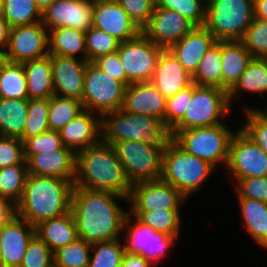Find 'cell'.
I'll return each mask as SVG.
<instances>
[{"label":"cell","instance_id":"cell-19","mask_svg":"<svg viewBox=\"0 0 267 267\" xmlns=\"http://www.w3.org/2000/svg\"><path fill=\"white\" fill-rule=\"evenodd\" d=\"M87 64L83 59L51 55L54 94L82 102Z\"/></svg>","mask_w":267,"mask_h":267},{"label":"cell","instance_id":"cell-60","mask_svg":"<svg viewBox=\"0 0 267 267\" xmlns=\"http://www.w3.org/2000/svg\"><path fill=\"white\" fill-rule=\"evenodd\" d=\"M0 267H2V253H1V247H0Z\"/></svg>","mask_w":267,"mask_h":267},{"label":"cell","instance_id":"cell-55","mask_svg":"<svg viewBox=\"0 0 267 267\" xmlns=\"http://www.w3.org/2000/svg\"><path fill=\"white\" fill-rule=\"evenodd\" d=\"M9 24L4 20L3 16L0 14V56L6 50L9 44ZM3 49V50H2Z\"/></svg>","mask_w":267,"mask_h":267},{"label":"cell","instance_id":"cell-32","mask_svg":"<svg viewBox=\"0 0 267 267\" xmlns=\"http://www.w3.org/2000/svg\"><path fill=\"white\" fill-rule=\"evenodd\" d=\"M0 98L28 99L27 78L21 63L0 57Z\"/></svg>","mask_w":267,"mask_h":267},{"label":"cell","instance_id":"cell-34","mask_svg":"<svg viewBox=\"0 0 267 267\" xmlns=\"http://www.w3.org/2000/svg\"><path fill=\"white\" fill-rule=\"evenodd\" d=\"M222 41H217L202 57L192 82L199 86H214L222 89Z\"/></svg>","mask_w":267,"mask_h":267},{"label":"cell","instance_id":"cell-58","mask_svg":"<svg viewBox=\"0 0 267 267\" xmlns=\"http://www.w3.org/2000/svg\"><path fill=\"white\" fill-rule=\"evenodd\" d=\"M81 1L89 3V4H95V3H99L104 0H81Z\"/></svg>","mask_w":267,"mask_h":267},{"label":"cell","instance_id":"cell-62","mask_svg":"<svg viewBox=\"0 0 267 267\" xmlns=\"http://www.w3.org/2000/svg\"><path fill=\"white\" fill-rule=\"evenodd\" d=\"M262 112H264L265 114H267V107H266L265 111L263 110Z\"/></svg>","mask_w":267,"mask_h":267},{"label":"cell","instance_id":"cell-17","mask_svg":"<svg viewBox=\"0 0 267 267\" xmlns=\"http://www.w3.org/2000/svg\"><path fill=\"white\" fill-rule=\"evenodd\" d=\"M92 11V4L81 0H53L42 13L41 22L48 32L61 27L86 32L93 25Z\"/></svg>","mask_w":267,"mask_h":267},{"label":"cell","instance_id":"cell-28","mask_svg":"<svg viewBox=\"0 0 267 267\" xmlns=\"http://www.w3.org/2000/svg\"><path fill=\"white\" fill-rule=\"evenodd\" d=\"M22 65L27 78L28 99L50 98L54 94L51 54Z\"/></svg>","mask_w":267,"mask_h":267},{"label":"cell","instance_id":"cell-4","mask_svg":"<svg viewBox=\"0 0 267 267\" xmlns=\"http://www.w3.org/2000/svg\"><path fill=\"white\" fill-rule=\"evenodd\" d=\"M101 131L102 141L110 145L120 141H142L148 146L165 147L172 139L170 130L160 119L122 109L101 116Z\"/></svg>","mask_w":267,"mask_h":267},{"label":"cell","instance_id":"cell-42","mask_svg":"<svg viewBox=\"0 0 267 267\" xmlns=\"http://www.w3.org/2000/svg\"><path fill=\"white\" fill-rule=\"evenodd\" d=\"M120 41L95 27L85 32L87 61L93 62L98 57L117 52Z\"/></svg>","mask_w":267,"mask_h":267},{"label":"cell","instance_id":"cell-5","mask_svg":"<svg viewBox=\"0 0 267 267\" xmlns=\"http://www.w3.org/2000/svg\"><path fill=\"white\" fill-rule=\"evenodd\" d=\"M213 170H215L213 165L186 153L172 139L166 144L161 179L171 184L185 198L199 191Z\"/></svg>","mask_w":267,"mask_h":267},{"label":"cell","instance_id":"cell-29","mask_svg":"<svg viewBox=\"0 0 267 267\" xmlns=\"http://www.w3.org/2000/svg\"><path fill=\"white\" fill-rule=\"evenodd\" d=\"M238 199L244 227L253 241L267 249V203L245 197Z\"/></svg>","mask_w":267,"mask_h":267},{"label":"cell","instance_id":"cell-15","mask_svg":"<svg viewBox=\"0 0 267 267\" xmlns=\"http://www.w3.org/2000/svg\"><path fill=\"white\" fill-rule=\"evenodd\" d=\"M185 199L176 188L160 178L132 184L128 201L131 212H145L180 210V204Z\"/></svg>","mask_w":267,"mask_h":267},{"label":"cell","instance_id":"cell-39","mask_svg":"<svg viewBox=\"0 0 267 267\" xmlns=\"http://www.w3.org/2000/svg\"><path fill=\"white\" fill-rule=\"evenodd\" d=\"M92 244L77 238L74 242L54 251L56 267H88Z\"/></svg>","mask_w":267,"mask_h":267},{"label":"cell","instance_id":"cell-40","mask_svg":"<svg viewBox=\"0 0 267 267\" xmlns=\"http://www.w3.org/2000/svg\"><path fill=\"white\" fill-rule=\"evenodd\" d=\"M49 98L28 99V117L23 136V142L50 130L48 125Z\"/></svg>","mask_w":267,"mask_h":267},{"label":"cell","instance_id":"cell-7","mask_svg":"<svg viewBox=\"0 0 267 267\" xmlns=\"http://www.w3.org/2000/svg\"><path fill=\"white\" fill-rule=\"evenodd\" d=\"M254 19V0H212L204 27L217 41H241Z\"/></svg>","mask_w":267,"mask_h":267},{"label":"cell","instance_id":"cell-37","mask_svg":"<svg viewBox=\"0 0 267 267\" xmlns=\"http://www.w3.org/2000/svg\"><path fill=\"white\" fill-rule=\"evenodd\" d=\"M143 224L150 226L157 232L178 238L180 231V210H162L129 212Z\"/></svg>","mask_w":267,"mask_h":267},{"label":"cell","instance_id":"cell-16","mask_svg":"<svg viewBox=\"0 0 267 267\" xmlns=\"http://www.w3.org/2000/svg\"><path fill=\"white\" fill-rule=\"evenodd\" d=\"M194 27L192 22L174 10L155 8L141 32L156 45L168 49Z\"/></svg>","mask_w":267,"mask_h":267},{"label":"cell","instance_id":"cell-14","mask_svg":"<svg viewBox=\"0 0 267 267\" xmlns=\"http://www.w3.org/2000/svg\"><path fill=\"white\" fill-rule=\"evenodd\" d=\"M130 220V213H127L122 228V230L125 231L126 229L127 231L125 250L142 255L152 265L158 264L161 258L166 256L167 249L174 245L177 238L157 232L137 218L134 225L130 223Z\"/></svg>","mask_w":267,"mask_h":267},{"label":"cell","instance_id":"cell-47","mask_svg":"<svg viewBox=\"0 0 267 267\" xmlns=\"http://www.w3.org/2000/svg\"><path fill=\"white\" fill-rule=\"evenodd\" d=\"M194 83L167 98L165 109V126L171 130L184 116L188 105V96H192Z\"/></svg>","mask_w":267,"mask_h":267},{"label":"cell","instance_id":"cell-8","mask_svg":"<svg viewBox=\"0 0 267 267\" xmlns=\"http://www.w3.org/2000/svg\"><path fill=\"white\" fill-rule=\"evenodd\" d=\"M230 106L229 94L226 90L194 83L193 95L188 96L184 116L170 131L222 124L220 118L229 113Z\"/></svg>","mask_w":267,"mask_h":267},{"label":"cell","instance_id":"cell-51","mask_svg":"<svg viewBox=\"0 0 267 267\" xmlns=\"http://www.w3.org/2000/svg\"><path fill=\"white\" fill-rule=\"evenodd\" d=\"M238 197H245L267 203V177H250L236 180Z\"/></svg>","mask_w":267,"mask_h":267},{"label":"cell","instance_id":"cell-41","mask_svg":"<svg viewBox=\"0 0 267 267\" xmlns=\"http://www.w3.org/2000/svg\"><path fill=\"white\" fill-rule=\"evenodd\" d=\"M119 239L92 244L93 256L88 267H120L125 253L124 244Z\"/></svg>","mask_w":267,"mask_h":267},{"label":"cell","instance_id":"cell-6","mask_svg":"<svg viewBox=\"0 0 267 267\" xmlns=\"http://www.w3.org/2000/svg\"><path fill=\"white\" fill-rule=\"evenodd\" d=\"M225 124L209 127L190 128L181 131H170L172 140L186 153L205 160L217 168L226 166L229 147L233 135Z\"/></svg>","mask_w":267,"mask_h":267},{"label":"cell","instance_id":"cell-52","mask_svg":"<svg viewBox=\"0 0 267 267\" xmlns=\"http://www.w3.org/2000/svg\"><path fill=\"white\" fill-rule=\"evenodd\" d=\"M93 63L126 86V73L121 64L118 51L100 56Z\"/></svg>","mask_w":267,"mask_h":267},{"label":"cell","instance_id":"cell-21","mask_svg":"<svg viewBox=\"0 0 267 267\" xmlns=\"http://www.w3.org/2000/svg\"><path fill=\"white\" fill-rule=\"evenodd\" d=\"M24 156L28 174L75 180L76 154L69 148L63 147L60 150L24 154Z\"/></svg>","mask_w":267,"mask_h":267},{"label":"cell","instance_id":"cell-59","mask_svg":"<svg viewBox=\"0 0 267 267\" xmlns=\"http://www.w3.org/2000/svg\"><path fill=\"white\" fill-rule=\"evenodd\" d=\"M203 4L205 3V6L209 5L212 0H200Z\"/></svg>","mask_w":267,"mask_h":267},{"label":"cell","instance_id":"cell-44","mask_svg":"<svg viewBox=\"0 0 267 267\" xmlns=\"http://www.w3.org/2000/svg\"><path fill=\"white\" fill-rule=\"evenodd\" d=\"M245 113L246 123L240 129L267 154V114L249 106Z\"/></svg>","mask_w":267,"mask_h":267},{"label":"cell","instance_id":"cell-38","mask_svg":"<svg viewBox=\"0 0 267 267\" xmlns=\"http://www.w3.org/2000/svg\"><path fill=\"white\" fill-rule=\"evenodd\" d=\"M27 176V164H14L0 168V196L16 205L22 198Z\"/></svg>","mask_w":267,"mask_h":267},{"label":"cell","instance_id":"cell-1","mask_svg":"<svg viewBox=\"0 0 267 267\" xmlns=\"http://www.w3.org/2000/svg\"><path fill=\"white\" fill-rule=\"evenodd\" d=\"M115 198L128 201L127 197L109 191L73 188L70 211L78 238L91 244L119 239L128 212L121 209Z\"/></svg>","mask_w":267,"mask_h":267},{"label":"cell","instance_id":"cell-35","mask_svg":"<svg viewBox=\"0 0 267 267\" xmlns=\"http://www.w3.org/2000/svg\"><path fill=\"white\" fill-rule=\"evenodd\" d=\"M84 110L82 102L53 94L49 98L48 125L59 131Z\"/></svg>","mask_w":267,"mask_h":267},{"label":"cell","instance_id":"cell-43","mask_svg":"<svg viewBox=\"0 0 267 267\" xmlns=\"http://www.w3.org/2000/svg\"><path fill=\"white\" fill-rule=\"evenodd\" d=\"M155 8H167L178 12L195 26H204L206 6L200 0H154Z\"/></svg>","mask_w":267,"mask_h":267},{"label":"cell","instance_id":"cell-57","mask_svg":"<svg viewBox=\"0 0 267 267\" xmlns=\"http://www.w3.org/2000/svg\"><path fill=\"white\" fill-rule=\"evenodd\" d=\"M53 2V0H35L37 8L41 13Z\"/></svg>","mask_w":267,"mask_h":267},{"label":"cell","instance_id":"cell-13","mask_svg":"<svg viewBox=\"0 0 267 267\" xmlns=\"http://www.w3.org/2000/svg\"><path fill=\"white\" fill-rule=\"evenodd\" d=\"M225 168L234 180L267 177V154L239 128L231 139Z\"/></svg>","mask_w":267,"mask_h":267},{"label":"cell","instance_id":"cell-9","mask_svg":"<svg viewBox=\"0 0 267 267\" xmlns=\"http://www.w3.org/2000/svg\"><path fill=\"white\" fill-rule=\"evenodd\" d=\"M125 88L122 82L88 62L84 74L83 108L100 116L122 109Z\"/></svg>","mask_w":267,"mask_h":267},{"label":"cell","instance_id":"cell-50","mask_svg":"<svg viewBox=\"0 0 267 267\" xmlns=\"http://www.w3.org/2000/svg\"><path fill=\"white\" fill-rule=\"evenodd\" d=\"M132 21L142 29L154 12V0H116Z\"/></svg>","mask_w":267,"mask_h":267},{"label":"cell","instance_id":"cell-24","mask_svg":"<svg viewBox=\"0 0 267 267\" xmlns=\"http://www.w3.org/2000/svg\"><path fill=\"white\" fill-rule=\"evenodd\" d=\"M217 42V39L204 27L195 26L181 40L168 50L192 76L204 54Z\"/></svg>","mask_w":267,"mask_h":267},{"label":"cell","instance_id":"cell-26","mask_svg":"<svg viewBox=\"0 0 267 267\" xmlns=\"http://www.w3.org/2000/svg\"><path fill=\"white\" fill-rule=\"evenodd\" d=\"M252 59L242 41H222V89L229 92Z\"/></svg>","mask_w":267,"mask_h":267},{"label":"cell","instance_id":"cell-45","mask_svg":"<svg viewBox=\"0 0 267 267\" xmlns=\"http://www.w3.org/2000/svg\"><path fill=\"white\" fill-rule=\"evenodd\" d=\"M253 58L267 56V20L254 18L241 40Z\"/></svg>","mask_w":267,"mask_h":267},{"label":"cell","instance_id":"cell-54","mask_svg":"<svg viewBox=\"0 0 267 267\" xmlns=\"http://www.w3.org/2000/svg\"><path fill=\"white\" fill-rule=\"evenodd\" d=\"M153 266L142 255L125 251L120 267H151Z\"/></svg>","mask_w":267,"mask_h":267},{"label":"cell","instance_id":"cell-53","mask_svg":"<svg viewBox=\"0 0 267 267\" xmlns=\"http://www.w3.org/2000/svg\"><path fill=\"white\" fill-rule=\"evenodd\" d=\"M16 216V205L9 199L0 196V228Z\"/></svg>","mask_w":267,"mask_h":267},{"label":"cell","instance_id":"cell-22","mask_svg":"<svg viewBox=\"0 0 267 267\" xmlns=\"http://www.w3.org/2000/svg\"><path fill=\"white\" fill-rule=\"evenodd\" d=\"M166 100L151 82H135L125 88L122 110L156 117L165 125Z\"/></svg>","mask_w":267,"mask_h":267},{"label":"cell","instance_id":"cell-11","mask_svg":"<svg viewBox=\"0 0 267 267\" xmlns=\"http://www.w3.org/2000/svg\"><path fill=\"white\" fill-rule=\"evenodd\" d=\"M163 50L142 32L134 39L120 42L117 51L126 73V87L135 82H150Z\"/></svg>","mask_w":267,"mask_h":267},{"label":"cell","instance_id":"cell-18","mask_svg":"<svg viewBox=\"0 0 267 267\" xmlns=\"http://www.w3.org/2000/svg\"><path fill=\"white\" fill-rule=\"evenodd\" d=\"M93 27L112 35L120 42L136 38L141 29L116 0L92 4Z\"/></svg>","mask_w":267,"mask_h":267},{"label":"cell","instance_id":"cell-33","mask_svg":"<svg viewBox=\"0 0 267 267\" xmlns=\"http://www.w3.org/2000/svg\"><path fill=\"white\" fill-rule=\"evenodd\" d=\"M240 91L266 94L267 92V60L265 58H253L239 81L228 92L230 105Z\"/></svg>","mask_w":267,"mask_h":267},{"label":"cell","instance_id":"cell-12","mask_svg":"<svg viewBox=\"0 0 267 267\" xmlns=\"http://www.w3.org/2000/svg\"><path fill=\"white\" fill-rule=\"evenodd\" d=\"M49 54V33L42 22L10 28L9 44L0 57L23 63Z\"/></svg>","mask_w":267,"mask_h":267},{"label":"cell","instance_id":"cell-48","mask_svg":"<svg viewBox=\"0 0 267 267\" xmlns=\"http://www.w3.org/2000/svg\"><path fill=\"white\" fill-rule=\"evenodd\" d=\"M23 146L24 154H38L60 150L64 147L59 131L54 130H48L37 136L27 138L23 142Z\"/></svg>","mask_w":267,"mask_h":267},{"label":"cell","instance_id":"cell-31","mask_svg":"<svg viewBox=\"0 0 267 267\" xmlns=\"http://www.w3.org/2000/svg\"><path fill=\"white\" fill-rule=\"evenodd\" d=\"M49 54L76 58L83 54L87 61L85 32L70 27H61L49 31Z\"/></svg>","mask_w":267,"mask_h":267},{"label":"cell","instance_id":"cell-49","mask_svg":"<svg viewBox=\"0 0 267 267\" xmlns=\"http://www.w3.org/2000/svg\"><path fill=\"white\" fill-rule=\"evenodd\" d=\"M14 164H27L23 141L20 138L0 135V168Z\"/></svg>","mask_w":267,"mask_h":267},{"label":"cell","instance_id":"cell-20","mask_svg":"<svg viewBox=\"0 0 267 267\" xmlns=\"http://www.w3.org/2000/svg\"><path fill=\"white\" fill-rule=\"evenodd\" d=\"M36 234L35 226L25 219L14 216L0 228L2 267H19L31 238Z\"/></svg>","mask_w":267,"mask_h":267},{"label":"cell","instance_id":"cell-3","mask_svg":"<svg viewBox=\"0 0 267 267\" xmlns=\"http://www.w3.org/2000/svg\"><path fill=\"white\" fill-rule=\"evenodd\" d=\"M74 181L28 174L16 215L36 226L70 211Z\"/></svg>","mask_w":267,"mask_h":267},{"label":"cell","instance_id":"cell-27","mask_svg":"<svg viewBox=\"0 0 267 267\" xmlns=\"http://www.w3.org/2000/svg\"><path fill=\"white\" fill-rule=\"evenodd\" d=\"M37 236L54 252L78 238L73 214L68 213L44 220L35 226Z\"/></svg>","mask_w":267,"mask_h":267},{"label":"cell","instance_id":"cell-30","mask_svg":"<svg viewBox=\"0 0 267 267\" xmlns=\"http://www.w3.org/2000/svg\"><path fill=\"white\" fill-rule=\"evenodd\" d=\"M28 117V99L0 98V135L21 138Z\"/></svg>","mask_w":267,"mask_h":267},{"label":"cell","instance_id":"cell-2","mask_svg":"<svg viewBox=\"0 0 267 267\" xmlns=\"http://www.w3.org/2000/svg\"><path fill=\"white\" fill-rule=\"evenodd\" d=\"M74 187L109 191L129 199L132 184L113 145L101 140L76 153Z\"/></svg>","mask_w":267,"mask_h":267},{"label":"cell","instance_id":"cell-10","mask_svg":"<svg viewBox=\"0 0 267 267\" xmlns=\"http://www.w3.org/2000/svg\"><path fill=\"white\" fill-rule=\"evenodd\" d=\"M113 147L131 184L161 178L165 147L148 146L142 141H120Z\"/></svg>","mask_w":267,"mask_h":267},{"label":"cell","instance_id":"cell-61","mask_svg":"<svg viewBox=\"0 0 267 267\" xmlns=\"http://www.w3.org/2000/svg\"><path fill=\"white\" fill-rule=\"evenodd\" d=\"M3 1H4V0H0V13H1V11H2Z\"/></svg>","mask_w":267,"mask_h":267},{"label":"cell","instance_id":"cell-36","mask_svg":"<svg viewBox=\"0 0 267 267\" xmlns=\"http://www.w3.org/2000/svg\"><path fill=\"white\" fill-rule=\"evenodd\" d=\"M10 27L41 22L42 13L35 0H4L0 13Z\"/></svg>","mask_w":267,"mask_h":267},{"label":"cell","instance_id":"cell-46","mask_svg":"<svg viewBox=\"0 0 267 267\" xmlns=\"http://www.w3.org/2000/svg\"><path fill=\"white\" fill-rule=\"evenodd\" d=\"M54 252L35 234L28 243L19 267H53Z\"/></svg>","mask_w":267,"mask_h":267},{"label":"cell","instance_id":"cell-23","mask_svg":"<svg viewBox=\"0 0 267 267\" xmlns=\"http://www.w3.org/2000/svg\"><path fill=\"white\" fill-rule=\"evenodd\" d=\"M99 119L94 116L93 112L84 109L59 130L64 147L76 154L99 143L102 140L101 118Z\"/></svg>","mask_w":267,"mask_h":267},{"label":"cell","instance_id":"cell-56","mask_svg":"<svg viewBox=\"0 0 267 267\" xmlns=\"http://www.w3.org/2000/svg\"><path fill=\"white\" fill-rule=\"evenodd\" d=\"M254 18L267 20V0H254Z\"/></svg>","mask_w":267,"mask_h":267},{"label":"cell","instance_id":"cell-25","mask_svg":"<svg viewBox=\"0 0 267 267\" xmlns=\"http://www.w3.org/2000/svg\"><path fill=\"white\" fill-rule=\"evenodd\" d=\"M150 82L166 99L193 83L192 76L168 49L161 52Z\"/></svg>","mask_w":267,"mask_h":267}]
</instances>
